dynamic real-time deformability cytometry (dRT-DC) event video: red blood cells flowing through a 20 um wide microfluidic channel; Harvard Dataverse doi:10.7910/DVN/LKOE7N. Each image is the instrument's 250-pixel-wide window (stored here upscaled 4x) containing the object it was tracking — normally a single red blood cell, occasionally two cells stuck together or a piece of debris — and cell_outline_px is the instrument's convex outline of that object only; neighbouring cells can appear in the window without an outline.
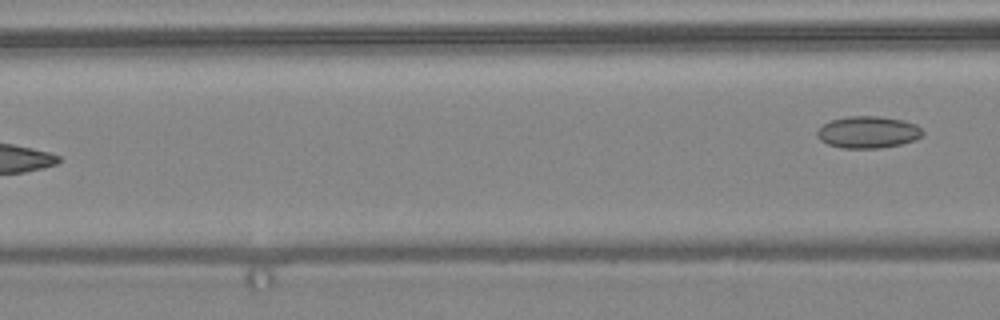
{"species": "common noctule bat (a hibernating species)", "species_latin": "Nyctalus noctula", "temperature_condition": "warm", "stored_images_in_passage": 4, "camera_frame_rate_fps": 3000, "um_per_image_px": 0.085, "animal": {"sex": "female", "body_mass_g": 24.6, "forearm_length_mm": 56.2}, "frame": {"image": 1, "passage_image": 4, "time_ms": 3.667, "image_size_px": [1000, 320], "cell_outline_px": [[924, 132], [916, 140], [900, 144], [880, 148], [840, 148], [828, 144], [820, 140], [816, 136], [816, 132], [824, 124], [832, 120], [848, 116], [880, 116], [904, 120], [916, 124]], "centroid_in_image_um": [73.78, 11.23], "position_along_channel_um": 92.8, "area_um2": 19.65}}